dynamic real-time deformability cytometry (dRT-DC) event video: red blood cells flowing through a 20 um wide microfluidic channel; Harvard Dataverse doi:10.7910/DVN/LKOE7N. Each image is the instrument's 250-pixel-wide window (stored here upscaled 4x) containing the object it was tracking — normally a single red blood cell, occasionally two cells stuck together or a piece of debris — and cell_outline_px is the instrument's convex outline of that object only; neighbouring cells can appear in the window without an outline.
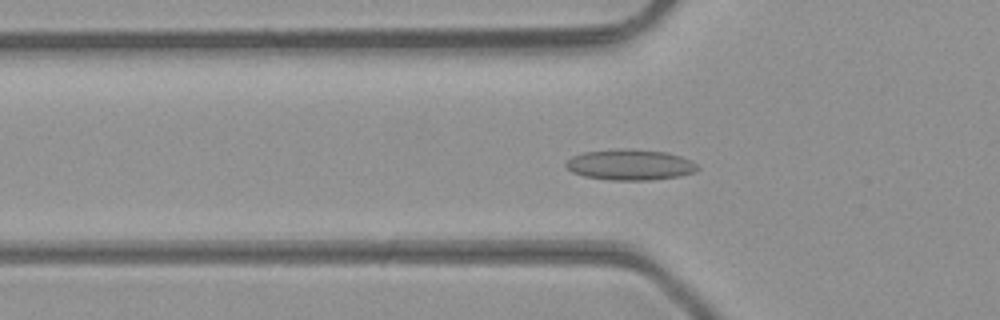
{"species": "common noctule bat (a hibernating species)", "species_latin": "Nyctalus noctula", "temperature_condition": "room temperature", "stored_images_in_passage": 49, "camera_frame_rate_fps": 3000, "um_per_image_px": 0.085, "animal": {"sex": "male", "body_mass_g": 23.1, "forearm_length_mm": 52.7}, "frame": {"image": 1, "passage_image": 16, "time_ms": 5.0, "image_size_px": [1000, 320], "cell_outline_px": [[700, 168], [696, 172], [680, 176], [652, 180], [608, 180], [584, 176], [572, 172], [564, 164], [572, 156], [584, 152], [624, 148], [668, 152], [692, 160]], "centroid_in_image_um": [53.59, 14.0], "position_along_channel_um": 72.2, "area_um2": 23.76}}
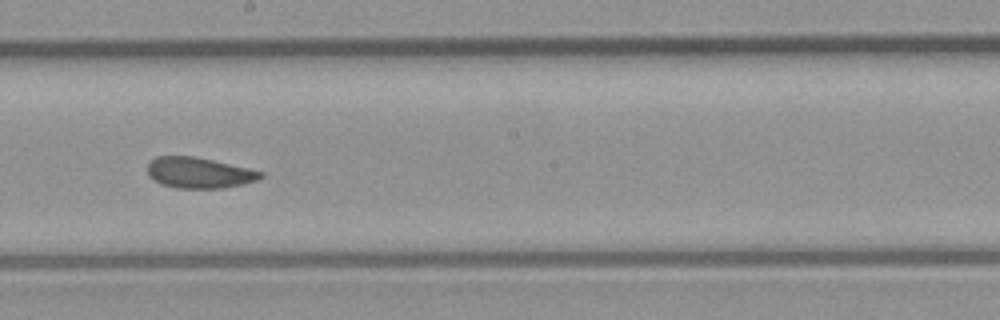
{"frame": {"image": 2, "passage_image": 27, "time_ms": 8.667, "image_size_px": [1000, 320], "cell_outline_px": [[264, 176], [256, 180], [224, 188], [176, 188], [164, 184], [148, 176], [148, 160], [156, 156], [192, 156], [212, 160], [248, 168], [264, 172]], "centroid_in_image_um": [16.9, 14.67], "position_along_channel_um": 231.3, "area_um2": 20.11}}
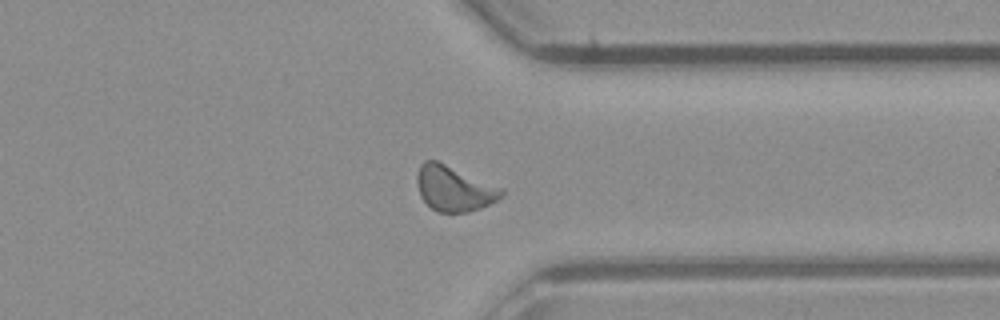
{"frame": {"image": 3, "passage_image": 37, "time_ms": 12.0, "image_size_px": [1000, 320], "cell_outline_px": [[504, 192], [496, 200], [480, 208], [468, 212], [436, 212], [420, 196], [416, 184], [416, 176], [420, 164], [424, 160], [436, 160], [504, 188]], "centroid_in_image_um": [38.56, 16.01], "position_along_channel_um": 372.8, "area_um2": 22.25}, "authors_computed_cell_mechanics": {"area_um2": 21.1548, "velocity_mm_per_s": 4.3047, "shape_relaxation_time_tau1_ms": 10.0129, "shape_relaxation_time_tau2_ms": 2.0878, "deformation_change_tau1": 0.1476, "deformation_change_tau2": 0.0923}}